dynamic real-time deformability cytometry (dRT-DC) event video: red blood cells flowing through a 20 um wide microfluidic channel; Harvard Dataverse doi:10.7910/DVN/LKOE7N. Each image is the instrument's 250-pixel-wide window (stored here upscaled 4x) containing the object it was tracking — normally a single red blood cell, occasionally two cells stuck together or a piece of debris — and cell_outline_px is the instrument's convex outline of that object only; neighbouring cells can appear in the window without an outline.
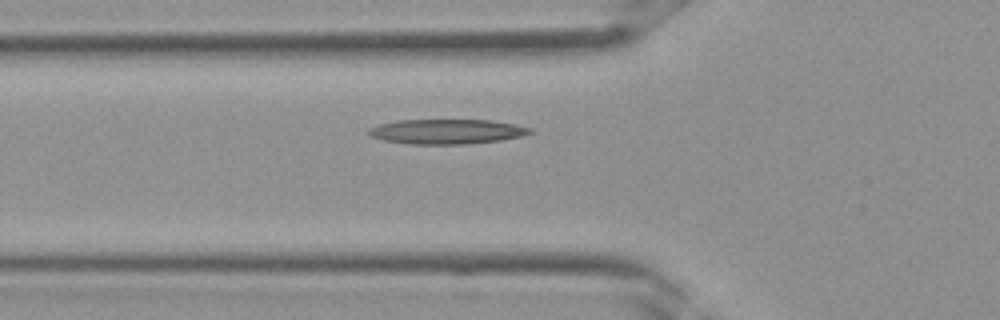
{"species": "Egyptian fruit bat (a non-hibernating species)", "species_latin": "Rousettus aegyptiacus", "temperature_condition": "room temperature", "stored_images_in_passage": 26, "segment_of_instrument_passage": [1, 2], "camera_frame_rate_fps": 3000, "um_per_image_px": 0.085, "frame": {"image": 1, "passage_image": 2, "time_ms": 0.333, "image_size_px": [1000, 320], "cell_outline_px": [[532, 132], [520, 136], [500, 140], [464, 144], [412, 144], [384, 140], [372, 136], [368, 132], [368, 128], [380, 124], [396, 120], [492, 120], [532, 128]], "centroid_in_image_um": [37.96, 11.17], "position_along_channel_um": 87.8, "area_um2": 23.06}}
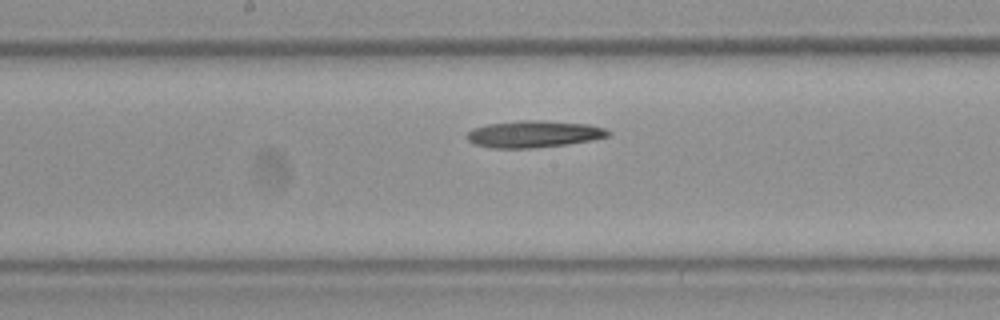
{"frame": {"image": 2, "passage_image": 8, "time_ms": 2.333, "image_size_px": [1000, 320], "cell_outline_px": [[612, 136], [592, 140], [568, 144], [532, 148], [492, 148], [472, 144], [464, 136], [472, 128], [488, 124], [524, 120], [544, 120], [588, 124], [604, 128], [612, 132]], "centroid_in_image_um": [45.38, 11.4], "position_along_channel_um": 202.8, "area_um2": 22.37}}
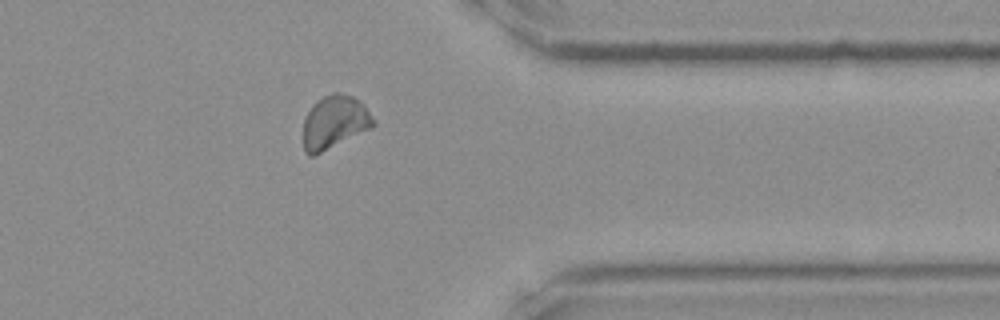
{"frame": {"image": 3, "passage_image": 18, "time_ms": 5.667, "image_size_px": [1000, 320], "cell_outline_px": [[376, 124], [372, 128], [312, 156], [308, 156], [304, 152], [304, 120], [312, 104], [316, 100], [332, 92], [340, 92], [352, 96], [360, 100], [364, 104]], "centroid_in_image_um": [28.43, 10.36], "position_along_channel_um": 383.0, "area_um2": 21.68}}